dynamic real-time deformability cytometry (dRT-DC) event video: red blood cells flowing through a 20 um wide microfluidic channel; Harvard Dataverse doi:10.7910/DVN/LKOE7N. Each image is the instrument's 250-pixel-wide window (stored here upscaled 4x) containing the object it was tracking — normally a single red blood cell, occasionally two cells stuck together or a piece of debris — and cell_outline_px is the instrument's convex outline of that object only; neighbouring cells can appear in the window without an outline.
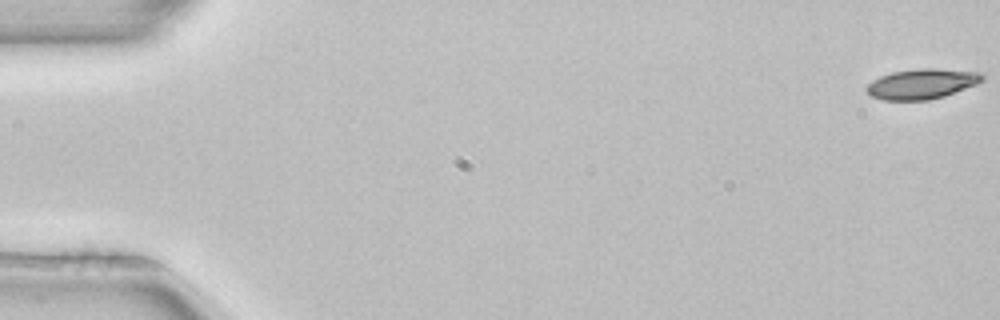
{"species": "common noctule bat (a hibernating species)", "species_latin": "Nyctalus noctula", "temperature_condition": "room temperature", "stored_images_in_passage": 53, "camera_frame_rate_fps": 3000, "um_per_image_px": 0.085, "animal": {"sex": "female", "body_mass_g": 22.7, "forearm_length_mm": 54.2}, "frame": {"image": 1, "passage_image": 1, "time_ms": 0.0, "image_size_px": [1000, 320], "cell_outline_px": [[984, 80], [976, 84], [944, 96], [928, 100], [884, 100], [872, 96], [864, 88], [872, 80], [880, 76], [892, 72], [924, 68], [932, 68], [980, 72], [984, 76]], "centroid_in_image_um": [78.35, 7.13], "position_along_channel_um": 6.7, "area_um2": 20.17}}
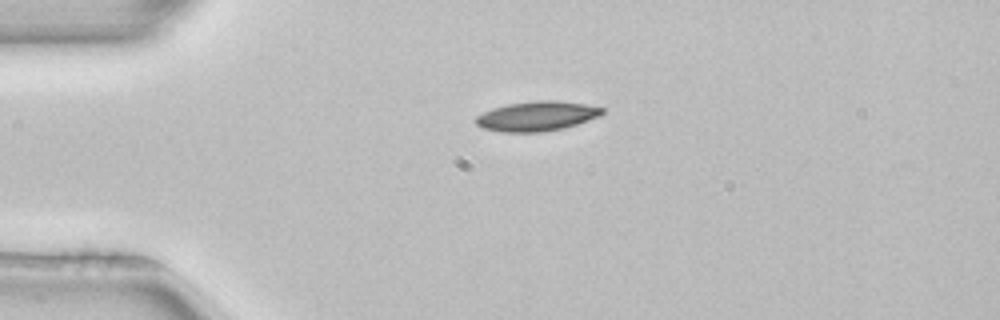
{"frame": {"image": 2, "passage_image": 13, "time_ms": 4.0, "image_size_px": [1000, 320], "cell_outline_px": [[604, 112], [600, 116], [564, 128], [544, 132], [500, 132], [480, 128], [476, 124], [476, 116], [492, 108], [508, 104], [536, 100], [556, 100], [584, 104], [604, 108]], "centroid_in_image_um": [45.61, 9.88], "position_along_channel_um": 39.4, "area_um2": 21.96}}
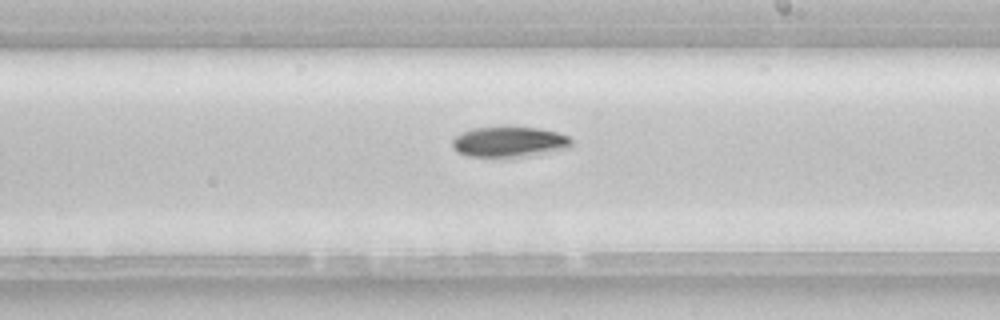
{"frame": {"image": 3, "passage_image": 31, "time_ms": 10.0, "image_size_px": [1000, 320], "cell_outline_px": [[572, 148], [520, 156], [468, 156], [456, 152], [452, 148], [452, 140], [456, 136], [472, 128], [540, 128], [556, 132], [568, 136], [572, 140]], "centroid_in_image_um": [43.29, 12.06], "position_along_channel_um": 245.7, "area_um2": 20.63}, "authors_computed_cell_mechanics": {"area_um2": 20.4612, "velocity_mm_per_s": 3.9594, "shape_relaxation_time_tau1_ms": 3.2437, "shape_relaxation_time_tau2_ms": null, "deformation_change_tau1": 0.101, "deformation_change_tau2": null}}